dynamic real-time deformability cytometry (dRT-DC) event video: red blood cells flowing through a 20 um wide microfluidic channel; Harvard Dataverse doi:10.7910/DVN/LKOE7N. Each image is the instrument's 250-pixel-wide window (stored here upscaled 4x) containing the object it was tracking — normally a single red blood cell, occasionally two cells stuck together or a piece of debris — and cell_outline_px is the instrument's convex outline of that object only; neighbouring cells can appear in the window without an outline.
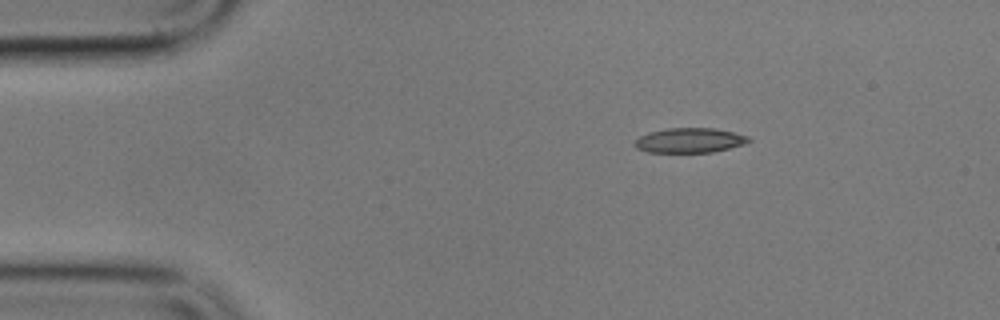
{"species": "common noctule bat (a hibernating species)", "species_latin": "Nyctalus noctula", "temperature_condition": "cold", "stored_images_in_passage": 3, "camera_frame_rate_fps": 3000, "um_per_image_px": 0.085, "animal": {"sex": "male", "body_mass_g": 17.9}, "frame": {"image": 1, "passage_image": 1, "time_ms": 0.0, "image_size_px": [1000, 320], "cell_outline_px": [[752, 140], [744, 144], [712, 152], [648, 152], [636, 148], [632, 144], [640, 136], [648, 132], [668, 128], [716, 128], [748, 136]], "centroid_in_image_um": [58.59, 11.92], "position_along_channel_um": 26.4, "area_um2": 16.42}}